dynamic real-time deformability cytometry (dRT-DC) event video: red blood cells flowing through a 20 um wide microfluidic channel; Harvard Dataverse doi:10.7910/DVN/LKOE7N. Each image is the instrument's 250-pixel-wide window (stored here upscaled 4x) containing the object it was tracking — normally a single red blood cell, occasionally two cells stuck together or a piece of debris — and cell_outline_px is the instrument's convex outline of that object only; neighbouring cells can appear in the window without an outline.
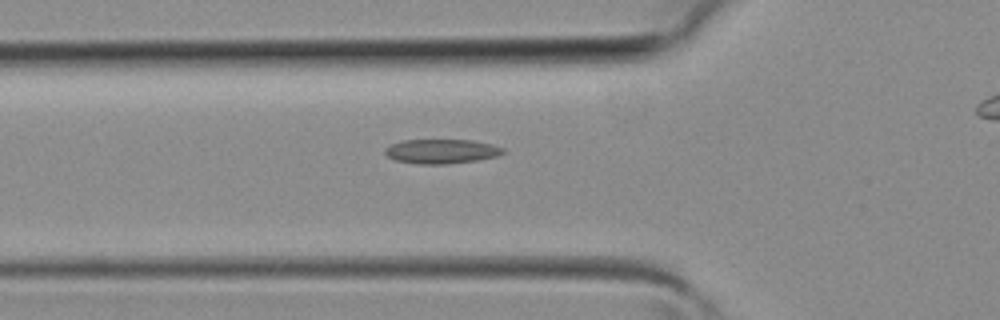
{"species": "common noctule bat (a hibernating species)", "species_latin": "Nyctalus noctula", "temperature_condition": "room temperature", "stored_images_in_passage": 33, "camera_frame_rate_fps": 3000, "um_per_image_px": 0.085, "animal": {"sex": "female", "body_mass_g": 19.3, "forearm_length_mm": 54.1}, "frame": {"image": 1, "passage_image": 14, "time_ms": 4.333, "image_size_px": [1000, 320], "cell_outline_px": [[504, 152], [496, 156], [476, 160], [448, 164], [416, 164], [396, 160], [388, 156], [384, 152], [384, 148], [392, 144], [404, 140], [472, 140], [504, 148]], "centroid_in_image_um": [37.48, 12.87], "position_along_channel_um": 88.3, "area_um2": 16.59}}
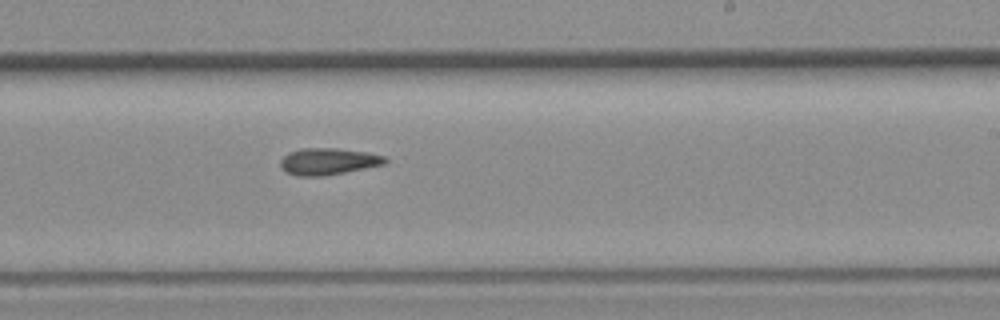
{"frame": {"image": 2, "passage_image": 24, "time_ms": 7.667, "image_size_px": [1000, 320], "cell_outline_px": [[388, 160], [384, 164], [324, 176], [296, 176], [288, 172], [280, 164], [280, 160], [284, 156], [292, 152], [304, 148], [336, 148], [364, 152], [384, 156]], "centroid_in_image_um": [27.9, 13.72], "position_along_channel_um": 261.1, "area_um2": 15.9}}
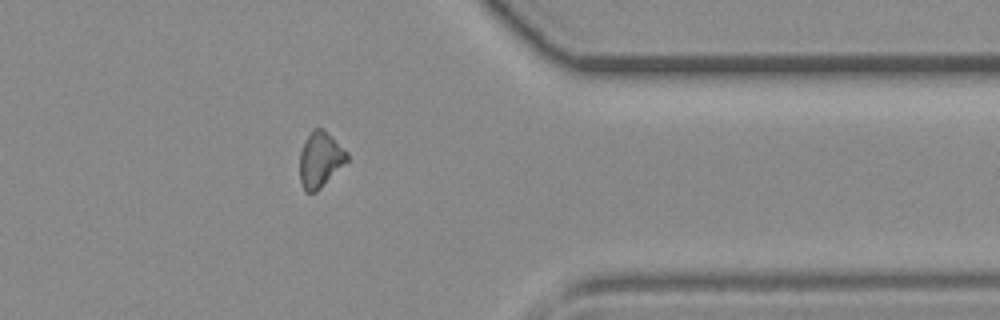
{"frame": {"image": 3, "passage_image": 32, "time_ms": 10.333, "image_size_px": [1000, 320], "cell_outline_px": [[348, 160], [316, 192], [304, 192], [300, 180], [300, 152], [304, 140], [316, 128], [324, 128], [348, 152]], "centroid_in_image_um": [27.21, 13.56], "position_along_channel_um": 384.2, "area_um2": 15.2}}